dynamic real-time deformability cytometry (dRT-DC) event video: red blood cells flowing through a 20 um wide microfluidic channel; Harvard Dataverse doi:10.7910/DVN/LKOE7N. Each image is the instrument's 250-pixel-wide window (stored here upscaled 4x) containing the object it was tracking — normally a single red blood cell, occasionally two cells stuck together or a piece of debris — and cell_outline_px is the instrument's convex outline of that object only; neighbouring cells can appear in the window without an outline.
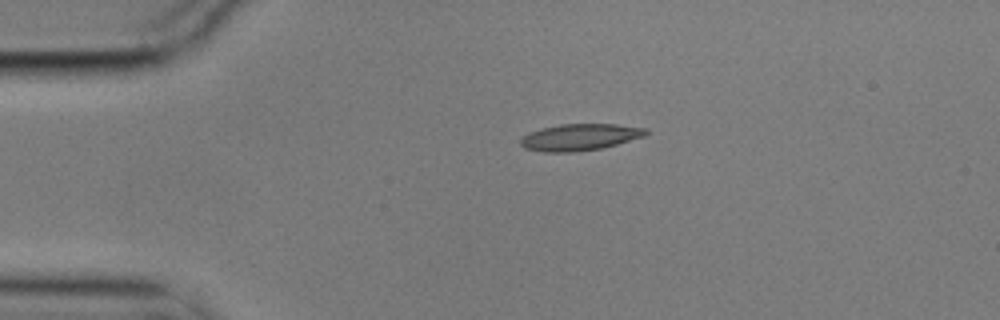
{"species": "common noctule bat (a hibernating species)", "species_latin": "Nyctalus noctula", "temperature_condition": "cold", "stored_images_in_passage": 2, "camera_frame_rate_fps": 3000, "um_per_image_px": 0.085, "animal": {"sex": "male", "body_mass_g": 17.9}, "frame": {"image": 1, "passage_image": 1, "time_ms": 0.0, "image_size_px": [1000, 320], "cell_outline_px": [[648, 132], [644, 136], [616, 144], [600, 148], [572, 152], [544, 152], [524, 148], [520, 144], [520, 140], [528, 132], [560, 124], [616, 124], [648, 128]], "centroid_in_image_um": [49.28, 11.65], "position_along_channel_um": 35.7, "area_um2": 19.31}}